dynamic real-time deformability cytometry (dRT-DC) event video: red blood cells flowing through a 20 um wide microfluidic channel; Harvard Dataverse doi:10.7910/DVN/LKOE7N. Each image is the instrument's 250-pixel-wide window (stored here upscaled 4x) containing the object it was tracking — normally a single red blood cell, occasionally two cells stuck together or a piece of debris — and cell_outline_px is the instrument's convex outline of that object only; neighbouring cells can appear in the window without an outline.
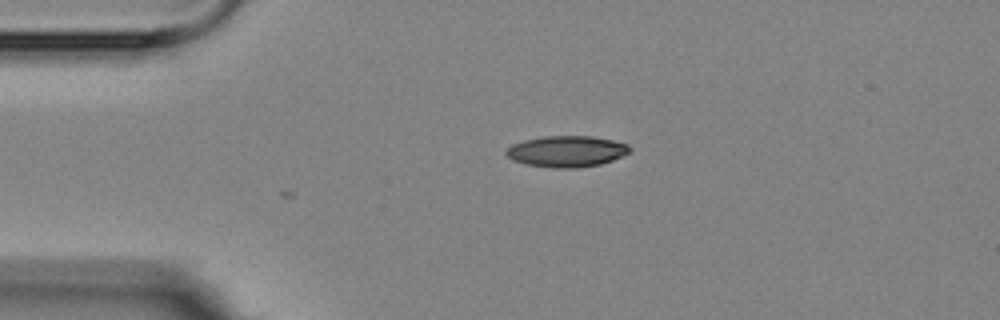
{"species": "Egyptian fruit bat (a non-hibernating species)", "species_latin": "Rousettus aegyptiacus", "temperature_condition": "room temperature", "stored_images_in_passage": 2, "camera_frame_rate_fps": 3000, "um_per_image_px": 0.085, "animal": {"sex": "female"}, "frame": {"image": 1, "passage_image": 2, "time_ms": 1.333, "image_size_px": [1000, 320], "cell_outline_px": [[632, 148], [628, 152], [612, 160], [600, 164], [580, 168], [552, 168], [524, 164], [512, 160], [504, 152], [512, 144], [524, 140], [544, 136], [592, 136], [612, 140], [628, 144]], "centroid_in_image_um": [48.14, 12.87], "position_along_channel_um": 36.9, "area_um2": 22.48}}